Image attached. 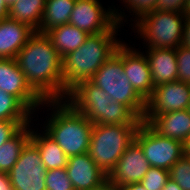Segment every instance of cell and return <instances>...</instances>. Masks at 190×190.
<instances>
[{
    "mask_svg": "<svg viewBox=\"0 0 190 190\" xmlns=\"http://www.w3.org/2000/svg\"><path fill=\"white\" fill-rule=\"evenodd\" d=\"M14 59L43 100H66L69 91L63 84L62 57L46 34L35 32Z\"/></svg>",
    "mask_w": 190,
    "mask_h": 190,
    "instance_id": "1",
    "label": "cell"
},
{
    "mask_svg": "<svg viewBox=\"0 0 190 190\" xmlns=\"http://www.w3.org/2000/svg\"><path fill=\"white\" fill-rule=\"evenodd\" d=\"M118 28L120 24L116 23L109 31L89 34L82 46L62 58L63 84L68 91L78 83L90 80L115 53L122 43L115 37Z\"/></svg>",
    "mask_w": 190,
    "mask_h": 190,
    "instance_id": "2",
    "label": "cell"
},
{
    "mask_svg": "<svg viewBox=\"0 0 190 190\" xmlns=\"http://www.w3.org/2000/svg\"><path fill=\"white\" fill-rule=\"evenodd\" d=\"M45 104L50 108L53 106L54 110L44 131L57 142L68 158L87 153L93 123L67 100H44Z\"/></svg>",
    "mask_w": 190,
    "mask_h": 190,
    "instance_id": "3",
    "label": "cell"
},
{
    "mask_svg": "<svg viewBox=\"0 0 190 190\" xmlns=\"http://www.w3.org/2000/svg\"><path fill=\"white\" fill-rule=\"evenodd\" d=\"M90 81L105 91L114 101L126 105L138 118L143 119L146 101L134 90L123 68V43L96 71Z\"/></svg>",
    "mask_w": 190,
    "mask_h": 190,
    "instance_id": "4",
    "label": "cell"
},
{
    "mask_svg": "<svg viewBox=\"0 0 190 190\" xmlns=\"http://www.w3.org/2000/svg\"><path fill=\"white\" fill-rule=\"evenodd\" d=\"M140 125L93 124L88 154L108 175L126 148L135 140Z\"/></svg>",
    "mask_w": 190,
    "mask_h": 190,
    "instance_id": "5",
    "label": "cell"
},
{
    "mask_svg": "<svg viewBox=\"0 0 190 190\" xmlns=\"http://www.w3.org/2000/svg\"><path fill=\"white\" fill-rule=\"evenodd\" d=\"M185 19L184 14L154 10L132 21L148 49H177L182 42Z\"/></svg>",
    "mask_w": 190,
    "mask_h": 190,
    "instance_id": "6",
    "label": "cell"
},
{
    "mask_svg": "<svg viewBox=\"0 0 190 190\" xmlns=\"http://www.w3.org/2000/svg\"><path fill=\"white\" fill-rule=\"evenodd\" d=\"M135 140L140 144L151 167L169 171L184 155L181 141L159 135L144 121L136 132Z\"/></svg>",
    "mask_w": 190,
    "mask_h": 190,
    "instance_id": "7",
    "label": "cell"
},
{
    "mask_svg": "<svg viewBox=\"0 0 190 190\" xmlns=\"http://www.w3.org/2000/svg\"><path fill=\"white\" fill-rule=\"evenodd\" d=\"M46 171L37 146L29 140L8 175L15 190H46Z\"/></svg>",
    "mask_w": 190,
    "mask_h": 190,
    "instance_id": "8",
    "label": "cell"
},
{
    "mask_svg": "<svg viewBox=\"0 0 190 190\" xmlns=\"http://www.w3.org/2000/svg\"><path fill=\"white\" fill-rule=\"evenodd\" d=\"M118 9H104L99 0H76L69 24L85 31L88 34H97L109 31L116 23H122L124 12Z\"/></svg>",
    "mask_w": 190,
    "mask_h": 190,
    "instance_id": "9",
    "label": "cell"
},
{
    "mask_svg": "<svg viewBox=\"0 0 190 190\" xmlns=\"http://www.w3.org/2000/svg\"><path fill=\"white\" fill-rule=\"evenodd\" d=\"M67 101L93 124L106 117V108L112 98L90 80L78 83L69 91Z\"/></svg>",
    "mask_w": 190,
    "mask_h": 190,
    "instance_id": "10",
    "label": "cell"
},
{
    "mask_svg": "<svg viewBox=\"0 0 190 190\" xmlns=\"http://www.w3.org/2000/svg\"><path fill=\"white\" fill-rule=\"evenodd\" d=\"M190 103V84L180 81L154 87L145 103L144 115H161L187 109Z\"/></svg>",
    "mask_w": 190,
    "mask_h": 190,
    "instance_id": "11",
    "label": "cell"
},
{
    "mask_svg": "<svg viewBox=\"0 0 190 190\" xmlns=\"http://www.w3.org/2000/svg\"><path fill=\"white\" fill-rule=\"evenodd\" d=\"M0 89L17 97L32 113L44 100L26 82L15 59H0Z\"/></svg>",
    "mask_w": 190,
    "mask_h": 190,
    "instance_id": "12",
    "label": "cell"
},
{
    "mask_svg": "<svg viewBox=\"0 0 190 190\" xmlns=\"http://www.w3.org/2000/svg\"><path fill=\"white\" fill-rule=\"evenodd\" d=\"M150 167L140 144L134 140L126 148L107 178L118 188L140 183Z\"/></svg>",
    "mask_w": 190,
    "mask_h": 190,
    "instance_id": "13",
    "label": "cell"
},
{
    "mask_svg": "<svg viewBox=\"0 0 190 190\" xmlns=\"http://www.w3.org/2000/svg\"><path fill=\"white\" fill-rule=\"evenodd\" d=\"M123 43V68L134 90L146 101L153 89L151 71L146 56Z\"/></svg>",
    "mask_w": 190,
    "mask_h": 190,
    "instance_id": "14",
    "label": "cell"
},
{
    "mask_svg": "<svg viewBox=\"0 0 190 190\" xmlns=\"http://www.w3.org/2000/svg\"><path fill=\"white\" fill-rule=\"evenodd\" d=\"M66 172L74 190H90L107 179L88 153L69 157Z\"/></svg>",
    "mask_w": 190,
    "mask_h": 190,
    "instance_id": "15",
    "label": "cell"
},
{
    "mask_svg": "<svg viewBox=\"0 0 190 190\" xmlns=\"http://www.w3.org/2000/svg\"><path fill=\"white\" fill-rule=\"evenodd\" d=\"M159 135L184 143L190 137V114L187 109L161 115H143L142 119Z\"/></svg>",
    "mask_w": 190,
    "mask_h": 190,
    "instance_id": "16",
    "label": "cell"
},
{
    "mask_svg": "<svg viewBox=\"0 0 190 190\" xmlns=\"http://www.w3.org/2000/svg\"><path fill=\"white\" fill-rule=\"evenodd\" d=\"M35 31L9 17L0 20V59H14Z\"/></svg>",
    "mask_w": 190,
    "mask_h": 190,
    "instance_id": "17",
    "label": "cell"
},
{
    "mask_svg": "<svg viewBox=\"0 0 190 190\" xmlns=\"http://www.w3.org/2000/svg\"><path fill=\"white\" fill-rule=\"evenodd\" d=\"M145 55L154 87L163 83L177 81L178 66L176 49H148Z\"/></svg>",
    "mask_w": 190,
    "mask_h": 190,
    "instance_id": "18",
    "label": "cell"
},
{
    "mask_svg": "<svg viewBox=\"0 0 190 190\" xmlns=\"http://www.w3.org/2000/svg\"><path fill=\"white\" fill-rule=\"evenodd\" d=\"M45 34L62 58L82 46L89 35L71 24L57 26Z\"/></svg>",
    "mask_w": 190,
    "mask_h": 190,
    "instance_id": "19",
    "label": "cell"
},
{
    "mask_svg": "<svg viewBox=\"0 0 190 190\" xmlns=\"http://www.w3.org/2000/svg\"><path fill=\"white\" fill-rule=\"evenodd\" d=\"M31 129L30 140L37 146L41 160L46 170L66 168L68 164V157L57 144L45 131L37 133Z\"/></svg>",
    "mask_w": 190,
    "mask_h": 190,
    "instance_id": "20",
    "label": "cell"
},
{
    "mask_svg": "<svg viewBox=\"0 0 190 190\" xmlns=\"http://www.w3.org/2000/svg\"><path fill=\"white\" fill-rule=\"evenodd\" d=\"M46 0H17L10 8L8 17L24 23L35 32L41 27Z\"/></svg>",
    "mask_w": 190,
    "mask_h": 190,
    "instance_id": "21",
    "label": "cell"
},
{
    "mask_svg": "<svg viewBox=\"0 0 190 190\" xmlns=\"http://www.w3.org/2000/svg\"><path fill=\"white\" fill-rule=\"evenodd\" d=\"M75 2L76 0H46L38 32L45 34L57 26L69 24Z\"/></svg>",
    "mask_w": 190,
    "mask_h": 190,
    "instance_id": "22",
    "label": "cell"
},
{
    "mask_svg": "<svg viewBox=\"0 0 190 190\" xmlns=\"http://www.w3.org/2000/svg\"><path fill=\"white\" fill-rule=\"evenodd\" d=\"M30 124L23 126L12 138L0 147V172L8 173L15 165L24 145L30 140Z\"/></svg>",
    "mask_w": 190,
    "mask_h": 190,
    "instance_id": "23",
    "label": "cell"
},
{
    "mask_svg": "<svg viewBox=\"0 0 190 190\" xmlns=\"http://www.w3.org/2000/svg\"><path fill=\"white\" fill-rule=\"evenodd\" d=\"M31 114L17 97L0 89V120H30Z\"/></svg>",
    "mask_w": 190,
    "mask_h": 190,
    "instance_id": "24",
    "label": "cell"
},
{
    "mask_svg": "<svg viewBox=\"0 0 190 190\" xmlns=\"http://www.w3.org/2000/svg\"><path fill=\"white\" fill-rule=\"evenodd\" d=\"M142 119L138 118L126 105L112 100L107 105L106 117H104L98 124H127V125H141Z\"/></svg>",
    "mask_w": 190,
    "mask_h": 190,
    "instance_id": "25",
    "label": "cell"
},
{
    "mask_svg": "<svg viewBox=\"0 0 190 190\" xmlns=\"http://www.w3.org/2000/svg\"><path fill=\"white\" fill-rule=\"evenodd\" d=\"M169 176L182 190H190V158L183 155L169 169Z\"/></svg>",
    "mask_w": 190,
    "mask_h": 190,
    "instance_id": "26",
    "label": "cell"
},
{
    "mask_svg": "<svg viewBox=\"0 0 190 190\" xmlns=\"http://www.w3.org/2000/svg\"><path fill=\"white\" fill-rule=\"evenodd\" d=\"M45 178L46 190H74L66 168L47 170Z\"/></svg>",
    "mask_w": 190,
    "mask_h": 190,
    "instance_id": "27",
    "label": "cell"
},
{
    "mask_svg": "<svg viewBox=\"0 0 190 190\" xmlns=\"http://www.w3.org/2000/svg\"><path fill=\"white\" fill-rule=\"evenodd\" d=\"M169 178L168 170L150 167L143 179L140 181V184L146 190H161L166 185Z\"/></svg>",
    "mask_w": 190,
    "mask_h": 190,
    "instance_id": "28",
    "label": "cell"
},
{
    "mask_svg": "<svg viewBox=\"0 0 190 190\" xmlns=\"http://www.w3.org/2000/svg\"><path fill=\"white\" fill-rule=\"evenodd\" d=\"M178 76L177 80L190 84V48L180 45L176 49Z\"/></svg>",
    "mask_w": 190,
    "mask_h": 190,
    "instance_id": "29",
    "label": "cell"
},
{
    "mask_svg": "<svg viewBox=\"0 0 190 190\" xmlns=\"http://www.w3.org/2000/svg\"><path fill=\"white\" fill-rule=\"evenodd\" d=\"M31 120H0V147Z\"/></svg>",
    "mask_w": 190,
    "mask_h": 190,
    "instance_id": "30",
    "label": "cell"
},
{
    "mask_svg": "<svg viewBox=\"0 0 190 190\" xmlns=\"http://www.w3.org/2000/svg\"><path fill=\"white\" fill-rule=\"evenodd\" d=\"M128 10L132 11L138 19L139 17L154 11L157 0H123ZM127 4V5H126Z\"/></svg>",
    "mask_w": 190,
    "mask_h": 190,
    "instance_id": "31",
    "label": "cell"
},
{
    "mask_svg": "<svg viewBox=\"0 0 190 190\" xmlns=\"http://www.w3.org/2000/svg\"><path fill=\"white\" fill-rule=\"evenodd\" d=\"M186 0H157L155 11H168L184 14Z\"/></svg>",
    "mask_w": 190,
    "mask_h": 190,
    "instance_id": "32",
    "label": "cell"
},
{
    "mask_svg": "<svg viewBox=\"0 0 190 190\" xmlns=\"http://www.w3.org/2000/svg\"><path fill=\"white\" fill-rule=\"evenodd\" d=\"M183 24L184 27L181 45L190 48V17H186Z\"/></svg>",
    "mask_w": 190,
    "mask_h": 190,
    "instance_id": "33",
    "label": "cell"
},
{
    "mask_svg": "<svg viewBox=\"0 0 190 190\" xmlns=\"http://www.w3.org/2000/svg\"><path fill=\"white\" fill-rule=\"evenodd\" d=\"M12 188L8 173L0 172V190H11Z\"/></svg>",
    "mask_w": 190,
    "mask_h": 190,
    "instance_id": "34",
    "label": "cell"
},
{
    "mask_svg": "<svg viewBox=\"0 0 190 190\" xmlns=\"http://www.w3.org/2000/svg\"><path fill=\"white\" fill-rule=\"evenodd\" d=\"M90 190H118V187H116L108 178L102 182L99 186L92 188Z\"/></svg>",
    "mask_w": 190,
    "mask_h": 190,
    "instance_id": "35",
    "label": "cell"
},
{
    "mask_svg": "<svg viewBox=\"0 0 190 190\" xmlns=\"http://www.w3.org/2000/svg\"><path fill=\"white\" fill-rule=\"evenodd\" d=\"M9 15V7L4 0H0V20L7 18Z\"/></svg>",
    "mask_w": 190,
    "mask_h": 190,
    "instance_id": "36",
    "label": "cell"
},
{
    "mask_svg": "<svg viewBox=\"0 0 190 190\" xmlns=\"http://www.w3.org/2000/svg\"><path fill=\"white\" fill-rule=\"evenodd\" d=\"M161 190H182V188L173 179L169 178Z\"/></svg>",
    "mask_w": 190,
    "mask_h": 190,
    "instance_id": "37",
    "label": "cell"
},
{
    "mask_svg": "<svg viewBox=\"0 0 190 190\" xmlns=\"http://www.w3.org/2000/svg\"><path fill=\"white\" fill-rule=\"evenodd\" d=\"M118 190H146V189L140 183H132L119 187Z\"/></svg>",
    "mask_w": 190,
    "mask_h": 190,
    "instance_id": "38",
    "label": "cell"
},
{
    "mask_svg": "<svg viewBox=\"0 0 190 190\" xmlns=\"http://www.w3.org/2000/svg\"><path fill=\"white\" fill-rule=\"evenodd\" d=\"M184 156L190 158V137L183 143Z\"/></svg>",
    "mask_w": 190,
    "mask_h": 190,
    "instance_id": "39",
    "label": "cell"
},
{
    "mask_svg": "<svg viewBox=\"0 0 190 190\" xmlns=\"http://www.w3.org/2000/svg\"><path fill=\"white\" fill-rule=\"evenodd\" d=\"M184 15H185V17H190V0L185 1Z\"/></svg>",
    "mask_w": 190,
    "mask_h": 190,
    "instance_id": "40",
    "label": "cell"
},
{
    "mask_svg": "<svg viewBox=\"0 0 190 190\" xmlns=\"http://www.w3.org/2000/svg\"><path fill=\"white\" fill-rule=\"evenodd\" d=\"M6 5L10 8L17 0H4Z\"/></svg>",
    "mask_w": 190,
    "mask_h": 190,
    "instance_id": "41",
    "label": "cell"
},
{
    "mask_svg": "<svg viewBox=\"0 0 190 190\" xmlns=\"http://www.w3.org/2000/svg\"><path fill=\"white\" fill-rule=\"evenodd\" d=\"M187 111H188V113L190 114V103H189V105H188V107H187Z\"/></svg>",
    "mask_w": 190,
    "mask_h": 190,
    "instance_id": "42",
    "label": "cell"
}]
</instances>
